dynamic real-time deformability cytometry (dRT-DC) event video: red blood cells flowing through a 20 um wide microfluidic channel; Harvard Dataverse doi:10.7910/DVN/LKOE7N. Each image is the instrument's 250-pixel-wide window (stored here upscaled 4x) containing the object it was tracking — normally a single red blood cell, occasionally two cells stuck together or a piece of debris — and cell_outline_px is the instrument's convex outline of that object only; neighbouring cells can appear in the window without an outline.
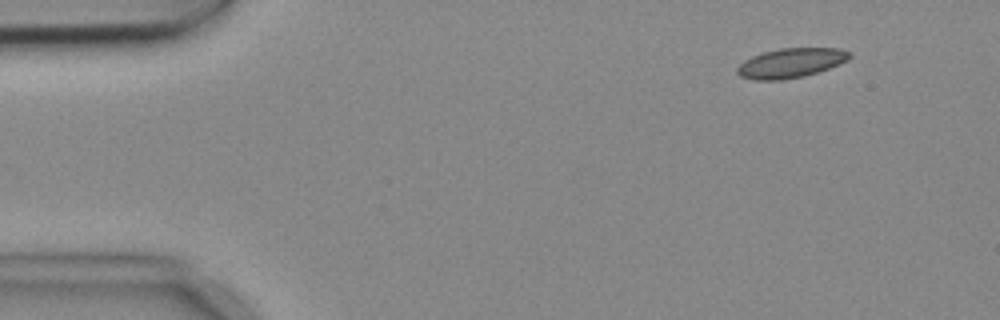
{"species": "common noctule bat (a hibernating species)", "species_latin": "Nyctalus noctula", "temperature_condition": "cold", "stored_images_in_passage": 5, "camera_frame_rate_fps": 3000, "um_per_image_px": 0.085, "animal": {"sex": "female", "body_mass_g": 18.4}, "frame": {"image": 1, "passage_image": 2, "time_ms": 0.333, "image_size_px": [1000, 320], "cell_outline_px": [[852, 56], [848, 60], [828, 68], [804, 76], [784, 80], [752, 80], [740, 76], [736, 72], [736, 68], [744, 60], [752, 56], [764, 52], [780, 48], [840, 48], [852, 52]], "centroid_in_image_um": [67.22, 5.35], "position_along_channel_um": 17.8, "area_um2": 19.42}}